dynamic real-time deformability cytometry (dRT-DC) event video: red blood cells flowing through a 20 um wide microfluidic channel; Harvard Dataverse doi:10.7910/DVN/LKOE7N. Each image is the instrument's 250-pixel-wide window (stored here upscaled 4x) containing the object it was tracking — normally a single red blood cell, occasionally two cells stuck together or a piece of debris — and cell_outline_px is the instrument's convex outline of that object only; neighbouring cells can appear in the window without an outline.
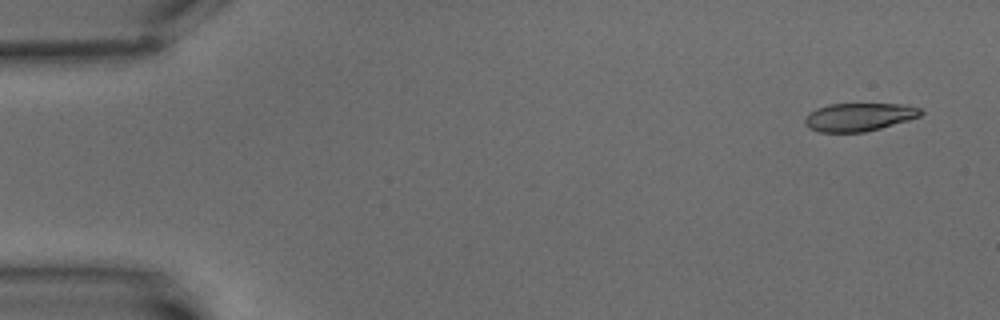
{"species": "common noctule bat (a hibernating species)", "species_latin": "Nyctalus noctula", "temperature_condition": "warm", "stored_images_in_passage": 15, "camera_frame_rate_fps": 3000, "um_per_image_px": 0.085, "animal": {"sex": "male", "body_mass_g": 15.6}, "frame": {"image": 1, "passage_image": 1, "time_ms": 0.0, "image_size_px": [1000, 320], "cell_outline_px": [[924, 112], [920, 116], [908, 120], [880, 128], [864, 132], [820, 132], [808, 128], [804, 124], [804, 116], [808, 112], [816, 108], [828, 104], [904, 104], [920, 108]], "centroid_in_image_um": [72.97, 9.94], "position_along_channel_um": 12.0, "area_um2": 19.13}}
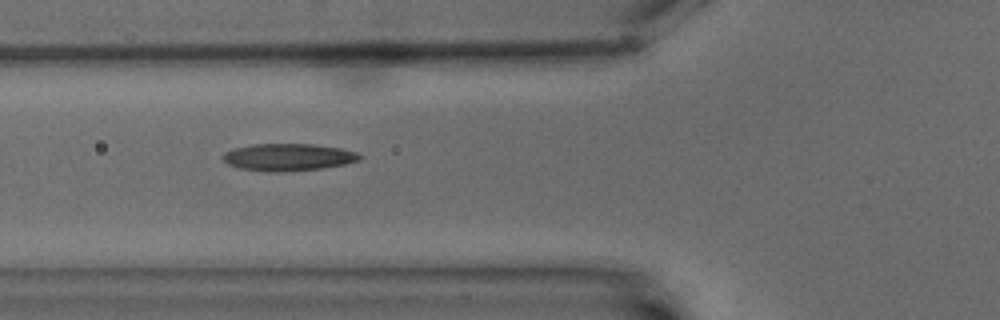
{"frame": {"image": 2, "passage_image": 6, "time_ms": 6.667, "image_size_px": [1000, 320], "cell_outline_px": [[364, 156], [360, 160], [344, 164], [320, 168], [284, 172], [268, 172], [240, 168], [228, 164], [224, 160], [224, 152], [236, 148], [256, 144], [312, 144], [340, 148], [356, 152]], "centroid_in_image_um": [24.53, 13.36], "position_along_channel_um": 101.3, "area_um2": 21.5}}
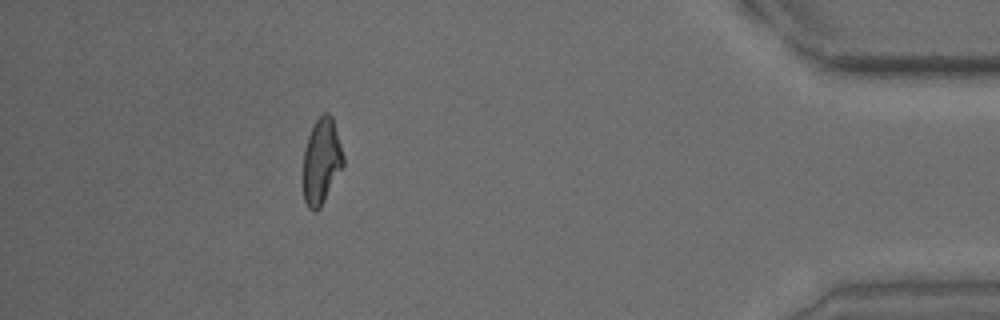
{"frame": {"image": 3, "passage_image": 14, "time_ms": 17.667, "image_size_px": [1000, 320], "cell_outline_px": [[344, 164], [320, 208], [316, 212], [312, 212], [308, 208], [304, 200], [304, 148], [308, 136], [316, 120], [324, 112], [328, 112], [332, 116], [344, 156]], "centroid_in_image_um": [27.33, 13.71], "position_along_channel_um": 407.9, "area_um2": 19.88}, "authors_computed_cell_mechanics": {"area_um2": 20.6346, "velocity_mm_per_s": 3.2384, "shape_relaxation_time_tau1_ms": 8.207, "shape_relaxation_time_tau2_ms": 1.8198, "deformation_change_tau1": 0.2196, "deformation_change_tau2": 0.0852}}